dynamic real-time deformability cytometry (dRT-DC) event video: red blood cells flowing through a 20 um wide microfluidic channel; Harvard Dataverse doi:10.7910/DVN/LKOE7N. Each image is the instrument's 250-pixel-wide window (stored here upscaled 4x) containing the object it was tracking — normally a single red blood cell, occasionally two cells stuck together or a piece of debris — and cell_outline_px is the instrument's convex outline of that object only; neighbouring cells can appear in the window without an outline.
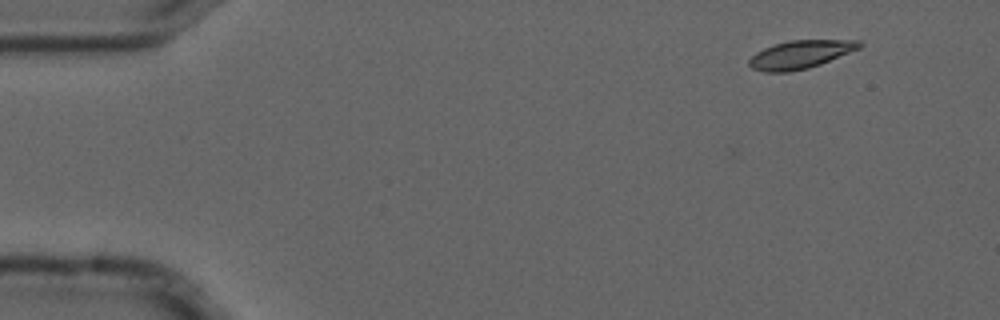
{"species": "common noctule bat (a hibernating species)", "species_latin": "Nyctalus noctula", "temperature_condition": "cold", "stored_images_in_passage": 3, "camera_frame_rate_fps": 3000, "um_per_image_px": 0.085, "animal": {"sex": "male", "forearm_length_mm": 52.5}, "frame": {"image": 1, "passage_image": 2, "time_ms": 0.333, "image_size_px": [1000, 320], "cell_outline_px": [[864, 44], [860, 48], [820, 64], [808, 68], [788, 72], [764, 72], [752, 68], [748, 64], [748, 60], [756, 52], [764, 48], [788, 40], [860, 40]], "centroid_in_image_um": [68.03, 4.63], "position_along_channel_um": 17.0, "area_um2": 18.03}}
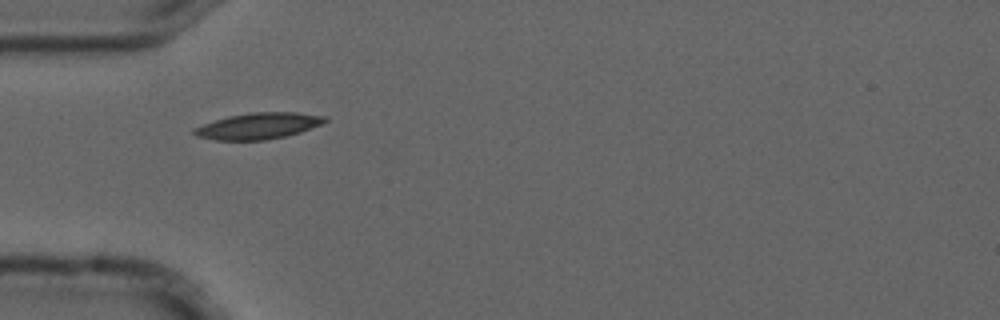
{"frame": {"image": 2, "passage_image": 3, "time_ms": 0.667, "image_size_px": [1000, 320], "cell_outline_px": [[328, 120], [320, 124], [300, 132], [288, 136], [264, 140], [216, 140], [196, 136], [192, 132], [192, 128], [228, 116], [252, 112], [296, 112], [328, 116]], "centroid_in_image_um": [21.97, 10.7], "position_along_channel_um": 63.0, "area_um2": 20.0}}